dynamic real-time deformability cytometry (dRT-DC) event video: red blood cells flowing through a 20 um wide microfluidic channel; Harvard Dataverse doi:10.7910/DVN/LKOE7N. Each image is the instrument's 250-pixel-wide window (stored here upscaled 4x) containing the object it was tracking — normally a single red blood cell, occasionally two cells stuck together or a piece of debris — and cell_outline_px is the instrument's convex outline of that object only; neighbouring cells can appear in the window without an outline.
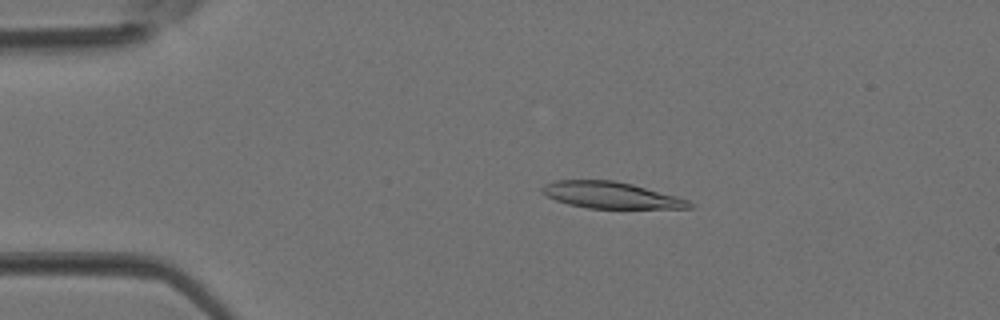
{"species": "Egyptian fruit bat (a non-hibernating species)", "species_latin": "Rousettus aegyptiacus", "temperature_condition": "room temperature", "stored_images_in_passage": 3, "camera_frame_rate_fps": 3000, "um_per_image_px": 0.085, "animal": {"sex": "female"}, "frame": {"image": 1, "passage_image": 1, "time_ms": 0.0, "image_size_px": [1000, 320], "cell_outline_px": [[696, 204], [692, 208], [588, 208], [568, 204], [556, 200], [540, 192], [540, 188], [544, 184], [556, 180], [612, 180], [632, 184], [676, 196], [688, 200]], "centroid_in_image_um": [51.92, 16.58], "position_along_channel_um": 33.1, "area_um2": 22.66}}
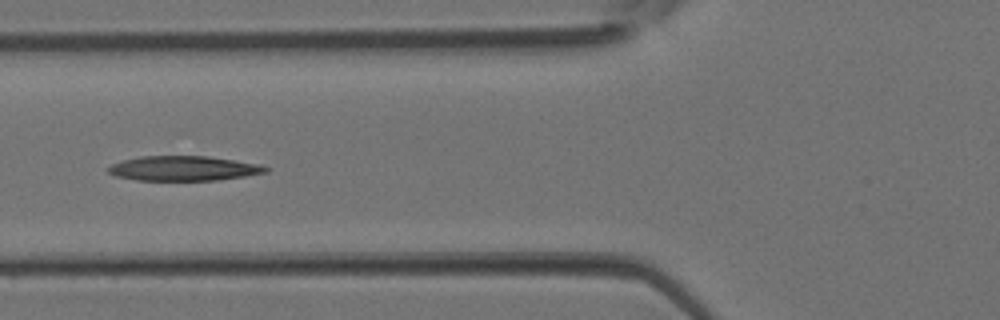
{"frame": {"image": 2, "passage_image": 3, "time_ms": 0.667, "image_size_px": [1000, 320], "cell_outline_px": [[272, 168], [268, 172], [220, 180], [136, 180], [116, 176], [108, 172], [108, 168], [112, 164], [124, 160], [140, 156], [208, 156], [260, 164]], "centroid_in_image_um": [15.65, 14.31], "position_along_channel_um": 110.1, "area_um2": 22.72}}